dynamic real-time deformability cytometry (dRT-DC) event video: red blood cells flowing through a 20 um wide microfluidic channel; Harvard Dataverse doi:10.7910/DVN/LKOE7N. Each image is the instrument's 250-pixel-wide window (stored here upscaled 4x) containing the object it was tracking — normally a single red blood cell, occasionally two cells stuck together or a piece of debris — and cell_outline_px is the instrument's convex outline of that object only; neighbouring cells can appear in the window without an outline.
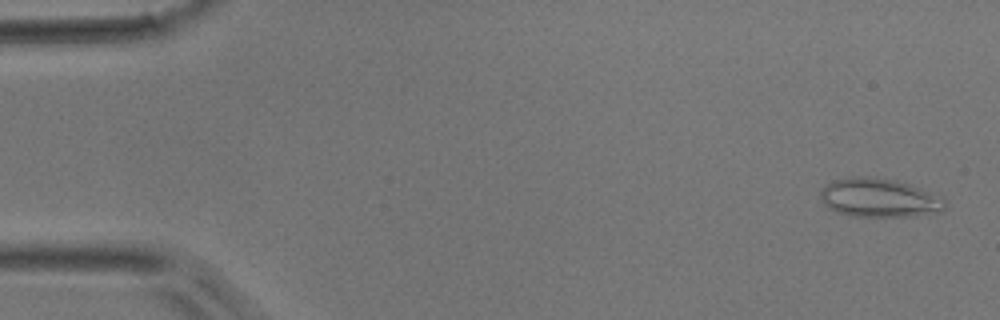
{"species": "common noctule bat (a hibernating species)", "species_latin": "Nyctalus noctula", "temperature_condition": "room temperature", "stored_images_in_passage": 50, "camera_frame_rate_fps": 3000, "um_per_image_px": 0.085, "animal": {"sex": "male", "body_mass_g": 17.9}, "frame": {"image": 1, "passage_image": 2, "time_ms": 0.333, "image_size_px": [1000, 320], "cell_outline_px": [[944, 208], [940, 212], [912, 216], [852, 216], [836, 212], [828, 208], [824, 204], [820, 196], [820, 192], [832, 180], [852, 176], [864, 176], [896, 180], [920, 188], [944, 200]], "centroid_in_image_um": [74.67, 16.82], "position_along_channel_um": 10.3, "area_um2": 27.8}}
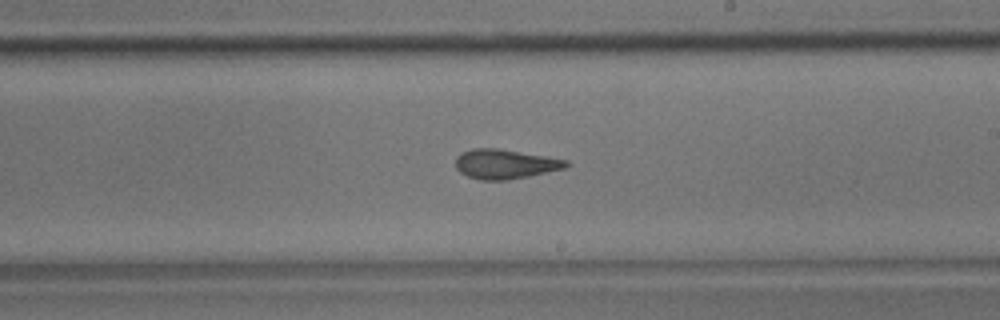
{"frame": {"image": 2, "passage_image": 29, "time_ms": 9.333, "image_size_px": [1000, 320], "cell_outline_px": [[568, 164], [564, 168], [528, 176], [508, 180], [480, 180], [468, 176], [460, 172], [456, 168], [456, 156], [460, 152], [472, 148], [496, 148], [568, 160]], "centroid_in_image_um": [42.87, 13.94], "position_along_channel_um": 246.1, "area_um2": 18.84}}
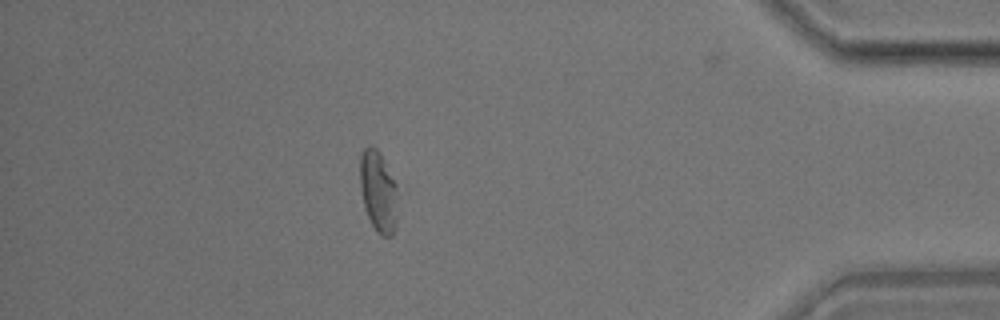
{"frame": {"image": 3, "passage_image": 44, "time_ms": 14.333, "image_size_px": [1000, 320], "cell_outline_px": [[396, 224], [392, 236], [384, 236], [372, 224], [364, 208], [360, 184], [360, 156], [364, 148], [368, 144], [372, 144], [380, 152], [396, 184]], "centroid_in_image_um": [32.14, 16.21], "position_along_channel_um": 403.1, "area_um2": 17.63}}